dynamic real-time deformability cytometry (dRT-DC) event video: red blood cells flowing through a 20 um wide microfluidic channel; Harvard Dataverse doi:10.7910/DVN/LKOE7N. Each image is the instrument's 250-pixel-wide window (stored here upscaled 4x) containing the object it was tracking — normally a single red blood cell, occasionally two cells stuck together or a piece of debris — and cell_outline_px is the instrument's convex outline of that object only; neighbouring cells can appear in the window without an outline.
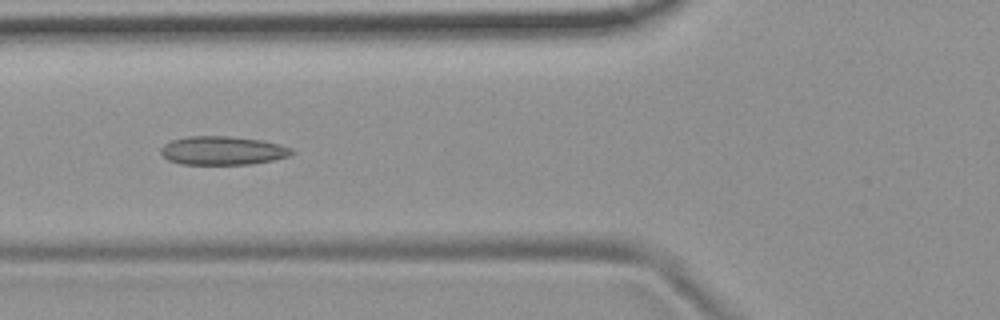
{"species": "common noctule bat (a hibernating species)", "species_latin": "Nyctalus noctula", "temperature_condition": "room temperature", "stored_images_in_passage": 53, "camera_frame_rate_fps": 3000, "um_per_image_px": 0.085, "animal": {"sex": "female", "body_mass_g": 19.9}, "frame": {"image": 1, "passage_image": 20, "time_ms": 6.333, "image_size_px": [1000, 320], "cell_outline_px": [[296, 152], [292, 156], [252, 164], [180, 164], [168, 160], [160, 152], [160, 148], [164, 144], [172, 140], [188, 136], [228, 136], [264, 140], [280, 144], [292, 148]], "centroid_in_image_um": [18.97, 12.79], "position_along_channel_um": 106.8, "area_um2": 22.08}}
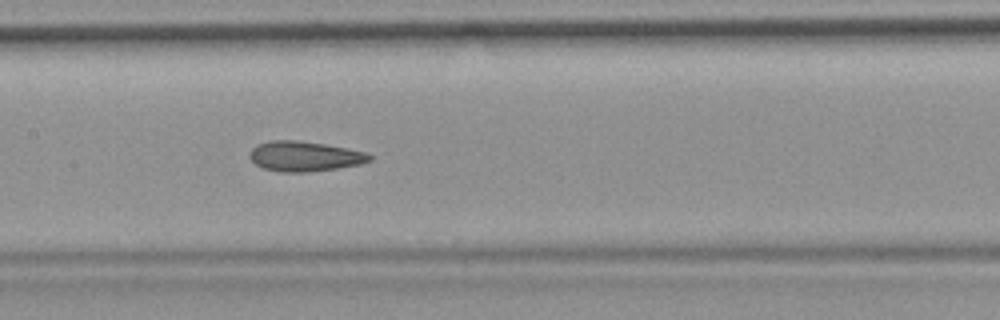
{"frame": {"image": 2, "passage_image": 26, "time_ms": 8.333, "image_size_px": [1000, 320], "cell_outline_px": [[372, 160], [360, 164], [336, 168], [308, 172], [280, 172], [264, 168], [256, 164], [248, 156], [248, 152], [256, 144], [268, 140], [296, 140], [324, 144], [364, 152], [372, 156]], "centroid_in_image_um": [25.83, 13.28], "position_along_channel_um": 181.6, "area_um2": 20.92}}
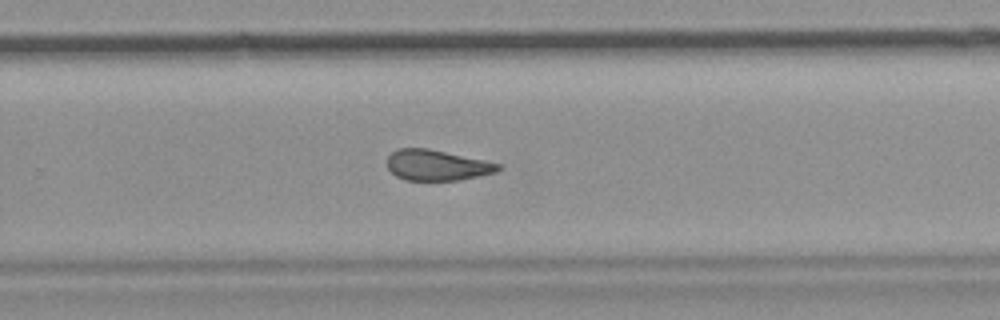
{"frame": {"image": 3, "passage_image": 35, "time_ms": 11.333, "image_size_px": [1000, 320], "cell_outline_px": [[500, 168], [496, 172], [460, 180], [404, 180], [396, 176], [388, 168], [388, 156], [396, 148], [428, 148], [484, 160], [500, 164]], "centroid_in_image_um": [37.11, 14.04], "position_along_channel_um": 292.7, "area_um2": 19.71}, "authors_computed_cell_mechanics": {"area_um2": 21.5016, "velocity_mm_per_s": 3.7272, "shape_relaxation_time_tau1_ms": null, "shape_relaxation_time_tau2_ms": 3.112, "deformation_change_tau1": null, "deformation_change_tau2": 0.0994}}